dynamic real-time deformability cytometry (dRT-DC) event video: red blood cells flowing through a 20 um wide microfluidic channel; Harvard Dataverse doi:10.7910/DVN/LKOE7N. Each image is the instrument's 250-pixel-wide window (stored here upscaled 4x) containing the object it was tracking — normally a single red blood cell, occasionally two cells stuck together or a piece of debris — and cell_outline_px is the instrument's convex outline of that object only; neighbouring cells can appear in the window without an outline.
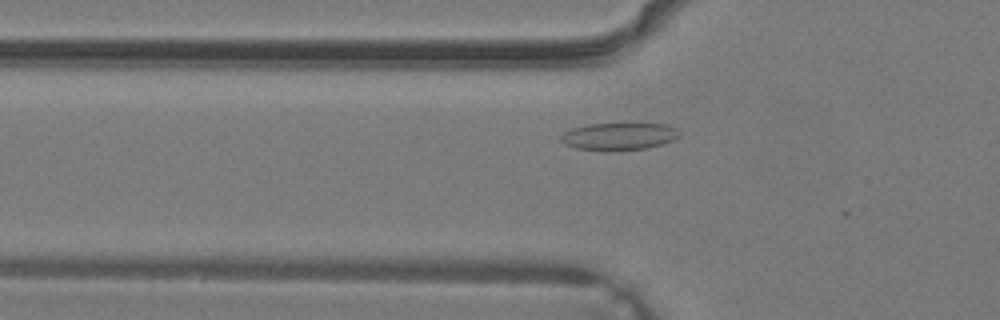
{"species": "common noctule bat (a hibernating species)", "species_latin": "Nyctalus noctula", "temperature_condition": "warm", "stored_images_in_passage": 26, "camera_frame_rate_fps": 3000, "um_per_image_px": 0.085, "animal": {"sex": "male", "body_mass_g": 19.2, "forearm_length_mm": 51.8}, "frame": {"image": 1, "passage_image": 6, "time_ms": 1.667, "image_size_px": [1000, 320], "cell_outline_px": [[680, 136], [672, 140], [660, 144], [644, 148], [616, 152], [612, 152], [576, 148], [564, 144], [560, 140], [560, 136], [564, 132], [572, 128], [588, 124], [668, 124], [676, 128], [680, 132]], "centroid_in_image_um": [52.58, 11.6], "position_along_channel_um": 73.2, "area_um2": 19.02}}
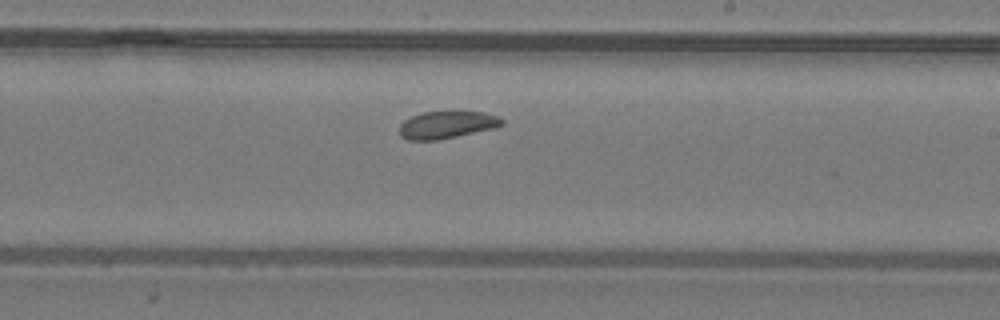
{"frame": {"image": 2, "passage_image": 16, "time_ms": 5.0, "image_size_px": [1000, 320], "cell_outline_px": [[504, 124], [492, 128], [456, 136], [436, 140], [408, 140], [400, 136], [400, 124], [404, 120], [412, 116], [424, 112], [484, 112], [500, 116], [504, 120]], "centroid_in_image_um": [37.98, 10.6], "position_along_channel_um": 251.0, "area_um2": 16.13}}
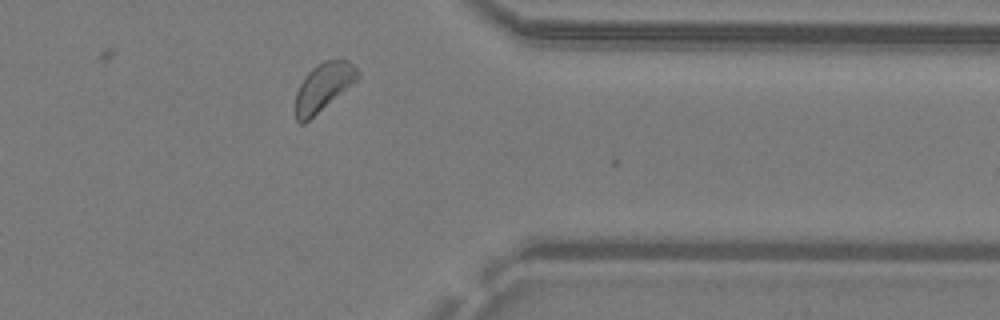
{"frame": {"image": 3, "passage_image": 24, "time_ms": 7.667, "image_size_px": [1000, 320], "cell_outline_px": [[360, 76], [356, 80], [304, 124], [300, 124], [296, 120], [292, 108], [296, 92], [304, 76], [316, 64], [324, 60], [348, 60], [360, 72]], "centroid_in_image_um": [27.41, 7.42], "position_along_channel_um": 384.0, "area_um2": 17.46}}